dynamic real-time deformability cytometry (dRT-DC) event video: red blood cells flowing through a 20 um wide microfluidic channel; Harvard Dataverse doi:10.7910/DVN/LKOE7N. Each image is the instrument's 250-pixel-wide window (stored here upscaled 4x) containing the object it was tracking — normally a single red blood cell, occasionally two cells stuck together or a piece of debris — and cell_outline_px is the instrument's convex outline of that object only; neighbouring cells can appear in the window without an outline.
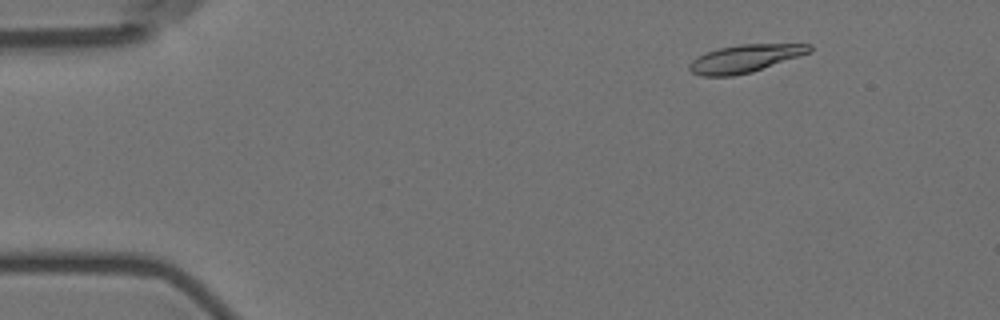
{"species": "Egyptian fruit bat (a non-hibernating species)", "species_latin": "Rousettus aegyptiacus", "temperature_condition": "room temperature", "stored_images_in_passage": 6, "camera_frame_rate_fps": 3000, "um_per_image_px": 0.085, "animal": {"sex": "female"}, "frame": {"image": 1, "passage_image": 3, "time_ms": 2.333, "image_size_px": [1000, 320], "cell_outline_px": [[812, 52], [752, 72], [732, 76], [700, 76], [692, 72], [688, 68], [688, 64], [696, 56], [716, 48], [740, 44], [812, 44]], "centroid_in_image_um": [63.3, 4.97], "position_along_channel_um": 21.7, "area_um2": 19.59}}
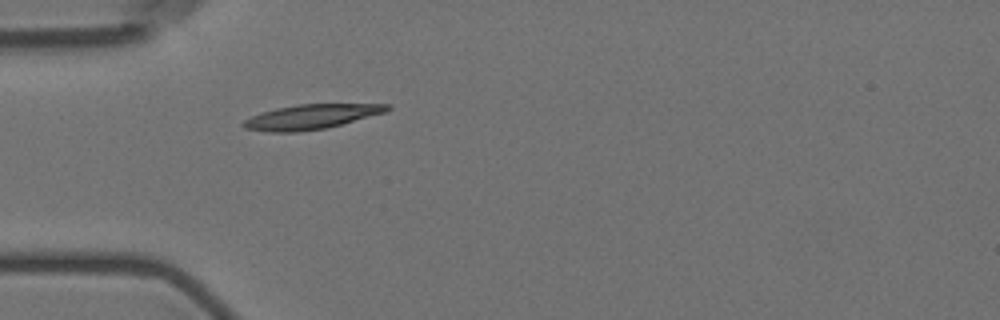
{"frame": {"image": 2, "passage_image": 6, "time_ms": 5.667, "image_size_px": [1000, 320], "cell_outline_px": [[392, 108], [388, 112], [324, 128], [296, 132], [268, 132], [244, 128], [240, 124], [244, 120], [260, 112], [276, 108], [300, 104], [392, 104]], "centroid_in_image_um": [26.45, 9.92], "position_along_channel_um": 58.5, "area_um2": 20.69}}